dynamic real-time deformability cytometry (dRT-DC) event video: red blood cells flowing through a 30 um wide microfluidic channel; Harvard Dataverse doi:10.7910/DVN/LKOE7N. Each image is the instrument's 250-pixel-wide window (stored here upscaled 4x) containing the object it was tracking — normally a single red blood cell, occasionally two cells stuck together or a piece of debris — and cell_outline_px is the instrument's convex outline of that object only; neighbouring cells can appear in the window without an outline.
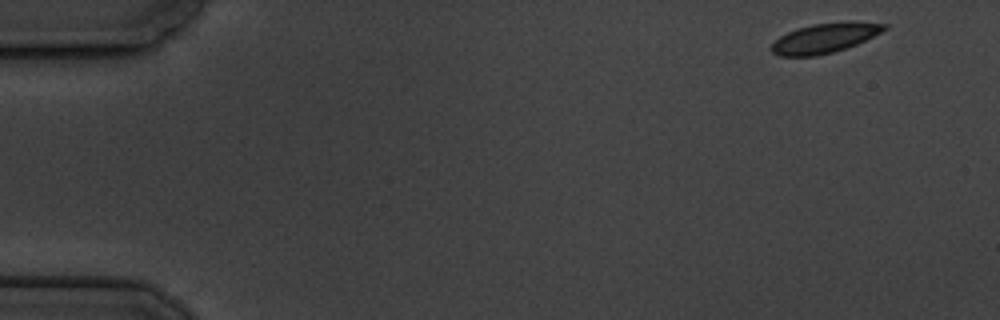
{"species": "common noctule bat (a hibernating species)", "species_latin": "Nyctalus noctula", "temperature_condition": "cold", "stored_images_in_passage": 4, "camera_frame_rate_fps": 3000, "um_per_image_px": 0.085, "animal": {"sex": "male", "body_mass_g": 19.5, "forearm_length_mm": 54.6}, "frame": {"image": 1, "passage_image": 1, "time_ms": 0.0, "image_size_px": [1000, 320], "cell_outline_px": [[888, 28], [856, 44], [832, 52], [816, 56], [780, 56], [772, 52], [772, 44], [780, 36], [796, 28], [812, 24], [848, 20], [852, 20], [888, 24]], "centroid_in_image_um": [70.12, 3.2], "position_along_channel_um": 14.9, "area_um2": 19.54}}
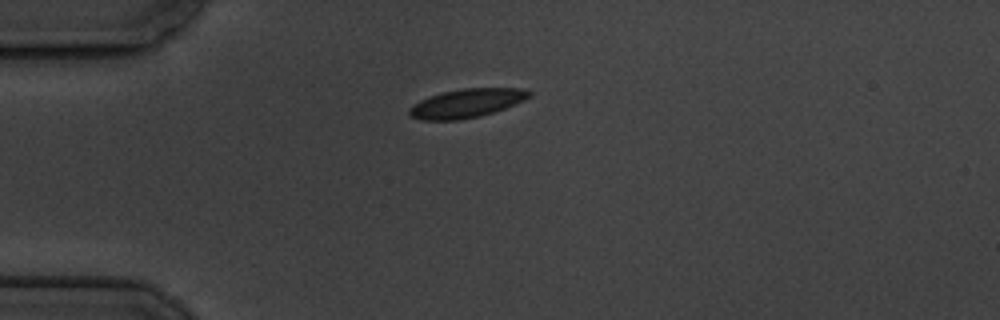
{"frame": {"image": 2, "passage_image": 4, "time_ms": 3.667, "image_size_px": [1000, 320], "cell_outline_px": [[532, 96], [516, 104], [480, 116], [460, 120], [420, 120], [408, 116], [408, 108], [412, 104], [420, 100], [440, 92], [464, 88], [524, 88], [532, 92]], "centroid_in_image_um": [39.64, 8.77], "position_along_channel_um": 45.4, "area_um2": 20.35}}